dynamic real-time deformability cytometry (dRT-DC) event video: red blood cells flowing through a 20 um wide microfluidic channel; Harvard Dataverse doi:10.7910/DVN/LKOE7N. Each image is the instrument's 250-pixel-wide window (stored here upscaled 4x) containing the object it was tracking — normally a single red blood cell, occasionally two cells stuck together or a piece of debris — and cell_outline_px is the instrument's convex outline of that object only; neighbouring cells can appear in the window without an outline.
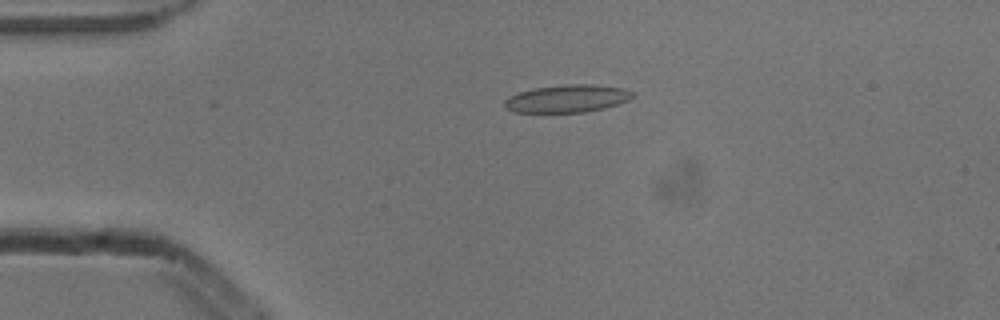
{"species": "common noctule bat (a hibernating species)", "species_latin": "Nyctalus noctula", "temperature_condition": "cold", "stored_images_in_passage": 4, "camera_frame_rate_fps": 3000, "um_per_image_px": 0.085, "animal": {"sex": "male", "body_mass_g": 13.3}, "frame": {"image": 1, "passage_image": 4, "time_ms": 1.0, "image_size_px": [1000, 320], "cell_outline_px": [[632, 96], [628, 100], [604, 108], [584, 112], [516, 112], [508, 108], [504, 104], [504, 100], [508, 96], [520, 92], [536, 88], [568, 84], [592, 84], [624, 88], [632, 92]], "centroid_in_image_um": [48.21, 8.37], "position_along_channel_um": 36.8, "area_um2": 20.29}}